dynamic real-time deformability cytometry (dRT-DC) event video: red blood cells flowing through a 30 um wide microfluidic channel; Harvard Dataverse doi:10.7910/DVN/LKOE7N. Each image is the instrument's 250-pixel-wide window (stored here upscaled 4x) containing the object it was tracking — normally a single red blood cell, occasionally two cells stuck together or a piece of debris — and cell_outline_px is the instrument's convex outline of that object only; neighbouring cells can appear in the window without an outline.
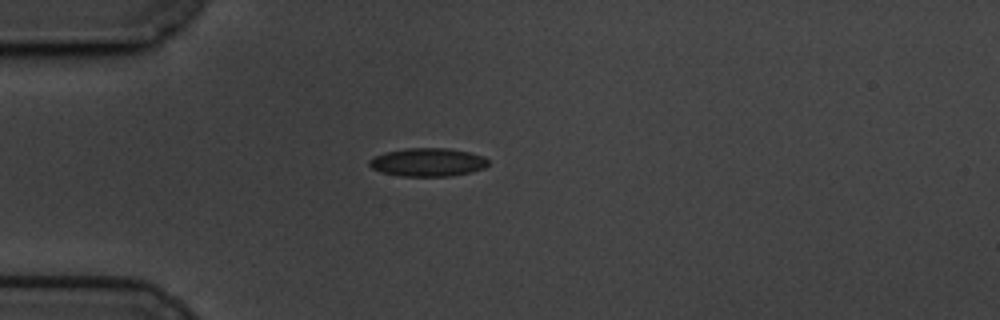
{"species": "common noctule bat (a hibernating species)", "species_latin": "Nyctalus noctula", "temperature_condition": "cold", "stored_images_in_passage": 44, "camera_frame_rate_fps": 3000, "um_per_image_px": 0.085, "animal": {"sex": "male", "body_mass_g": 19.5, "forearm_length_mm": 54.6}, "frame": {"image": 1, "passage_image": 1, "time_ms": 0.0, "image_size_px": [1000, 320], "cell_outline_px": [[488, 164], [484, 168], [452, 176], [400, 176], [380, 172], [372, 168], [368, 164], [368, 160], [384, 152], [404, 148], [448, 148], [468, 152], [484, 156], [488, 160]], "centroid_in_image_um": [36.33, 13.78], "position_along_channel_um": 48.7, "area_um2": 19.65}}
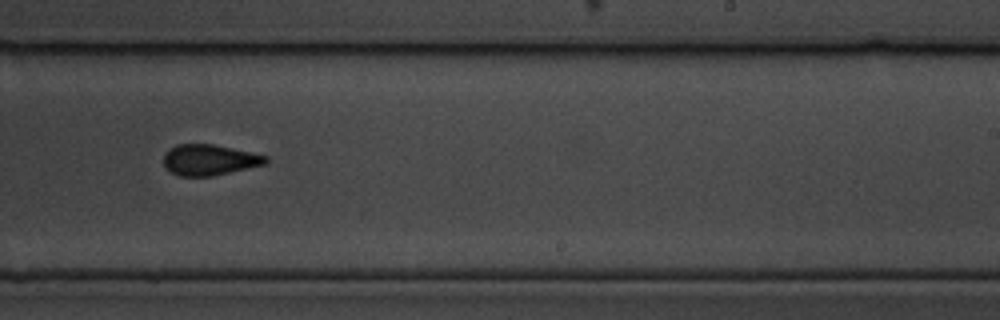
{"frame": {"image": 2, "passage_image": 22, "time_ms": 7.0, "image_size_px": [1000, 320], "cell_outline_px": [[268, 164], [212, 176], [180, 176], [172, 172], [164, 164], [164, 152], [168, 148], [176, 144], [212, 144], [232, 148], [268, 156]], "centroid_in_image_um": [17.81, 13.58], "position_along_channel_um": 271.2, "area_um2": 18.38}}
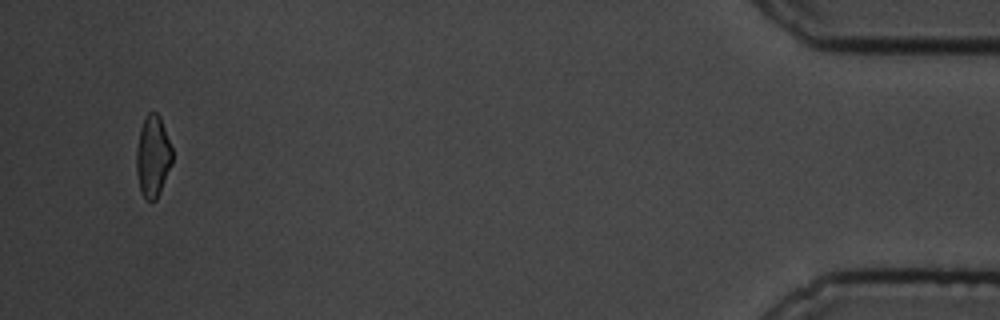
{"frame": {"image": 3, "passage_image": 42, "time_ms": 13.667, "image_size_px": [1000, 320], "cell_outline_px": [[172, 164], [160, 192], [156, 200], [148, 200], [144, 196], [140, 188], [136, 168], [136, 148], [140, 128], [144, 116], [148, 112], [156, 112], [160, 116], [172, 148]], "centroid_in_image_um": [12.99, 13.25], "position_along_channel_um": 422.2, "area_um2": 17.05}, "authors_computed_cell_mechanics": {"area_um2": 18.6116, "velocity_mm_per_s": 3.3929, "shape_relaxation_time_tau1_ms": 3.0797, "shape_relaxation_time_tau2_ms": 2.1345, "deformation_change_tau1": 0.1142, "deformation_change_tau2": 0.0955}}